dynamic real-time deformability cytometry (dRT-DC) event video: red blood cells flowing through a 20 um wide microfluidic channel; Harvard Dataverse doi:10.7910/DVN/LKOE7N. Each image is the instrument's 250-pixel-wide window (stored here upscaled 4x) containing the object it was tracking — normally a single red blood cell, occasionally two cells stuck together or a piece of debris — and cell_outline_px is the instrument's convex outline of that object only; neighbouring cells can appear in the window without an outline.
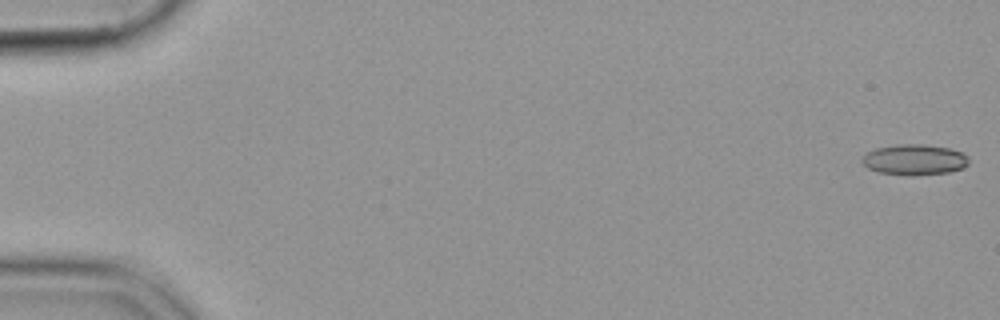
{"species": "common noctule bat (a hibernating species)", "species_latin": "Nyctalus noctula", "temperature_condition": "cold", "stored_images_in_passage": 55, "camera_frame_rate_fps": 3000, "um_per_image_px": 0.085, "animal": {"sex": "female", "body_mass_g": 19.9}, "frame": {"image": 1, "passage_image": 1, "time_ms": 0.0, "image_size_px": [1000, 320], "cell_outline_px": [[968, 164], [964, 168], [948, 172], [908, 176], [880, 172], [868, 168], [860, 160], [868, 152], [876, 148], [896, 144], [924, 144], [948, 148], [960, 152], [968, 156]], "centroid_in_image_um": [77.73, 13.57], "position_along_channel_um": 7.3, "area_um2": 19.02}}
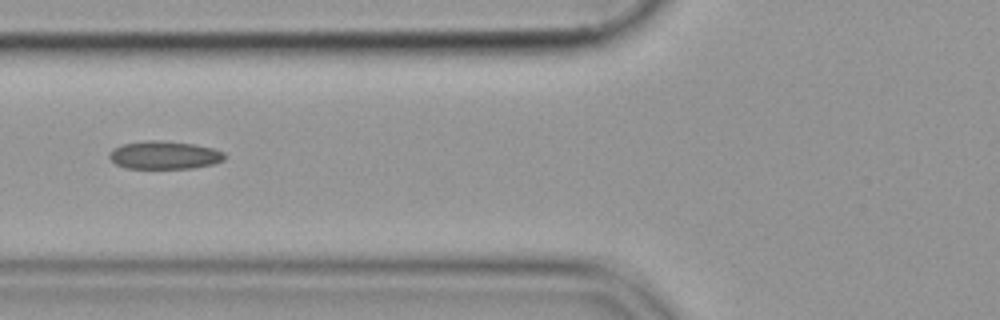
{"frame": {"image": 2, "passage_image": 22, "time_ms": 7.0, "image_size_px": [1000, 320], "cell_outline_px": [[224, 160], [212, 164], [192, 168], [128, 168], [116, 164], [108, 156], [108, 152], [112, 148], [120, 144], [144, 140], [164, 140], [192, 144], [212, 148], [224, 152]], "centroid_in_image_um": [13.92, 13.17], "position_along_channel_um": 111.9, "area_um2": 18.9}}
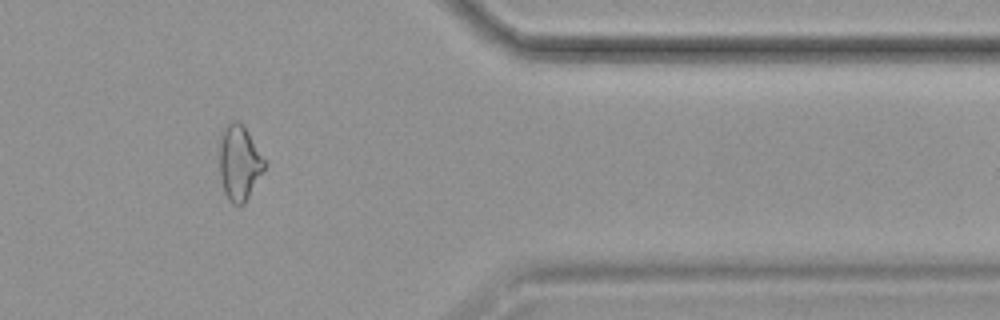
{"frame": {"image": 3, "passage_image": 46, "time_ms": 15.0, "image_size_px": [1000, 320], "cell_outline_px": [[264, 168], [244, 204], [232, 204], [228, 200], [224, 192], [220, 176], [220, 132], [232, 120], [236, 120], [248, 132], [264, 160]], "centroid_in_image_um": [20.3, 13.84], "position_along_channel_um": 391.1, "area_um2": 19.19}}